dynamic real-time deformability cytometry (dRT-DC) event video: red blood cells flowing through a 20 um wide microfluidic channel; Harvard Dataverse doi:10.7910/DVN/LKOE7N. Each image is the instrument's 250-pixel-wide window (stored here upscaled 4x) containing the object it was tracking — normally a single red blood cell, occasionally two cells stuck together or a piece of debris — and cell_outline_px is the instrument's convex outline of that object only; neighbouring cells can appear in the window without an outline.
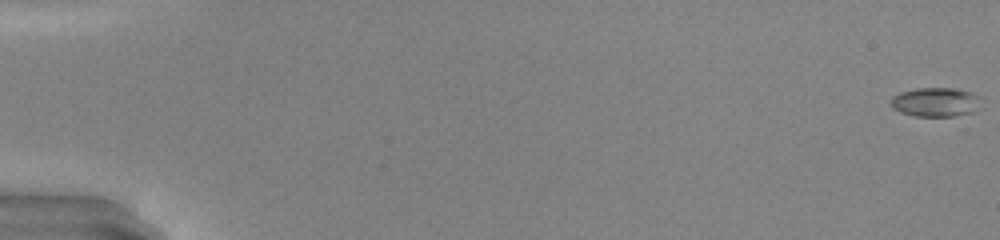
{"species": "common noctule bat (a hibernating species)", "species_latin": "Nyctalus noctula", "temperature_condition": "warm", "stored_images_in_passage": 50, "camera_frame_rate_fps": 3000, "um_per_image_px": 0.085, "animal": {"sex": "male", "body_mass_g": 20.0, "forearm_length_mm": 53.3}, "frame": {"image": 1, "passage_image": 1, "time_ms": 0.0, "image_size_px": [1000, 240], "cell_outline_px": [[984, 108], [976, 112], [956, 116], [916, 116], [900, 112], [892, 108], [892, 96], [900, 92], [916, 88], [956, 88], [972, 92], [980, 96]], "centroid_in_image_um": [79.64, 8.68], "position_along_channel_um": 5.4, "area_um2": 15.84}}
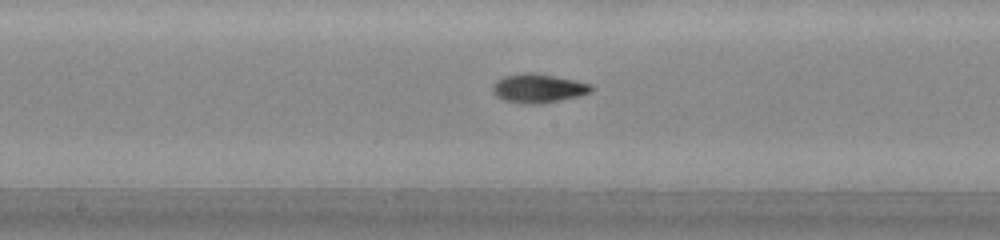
{"frame": {"image": 2, "passage_image": 28, "time_ms": 9.0, "image_size_px": [1000, 240], "cell_outline_px": [[592, 92], [580, 96], [532, 104], [528, 104], [504, 100], [496, 96], [492, 92], [492, 84], [496, 80], [504, 76], [524, 72], [528, 72], [552, 76], [592, 84]], "centroid_in_image_um": [45.7, 7.5], "position_along_channel_um": 202.5, "area_um2": 16.3}}
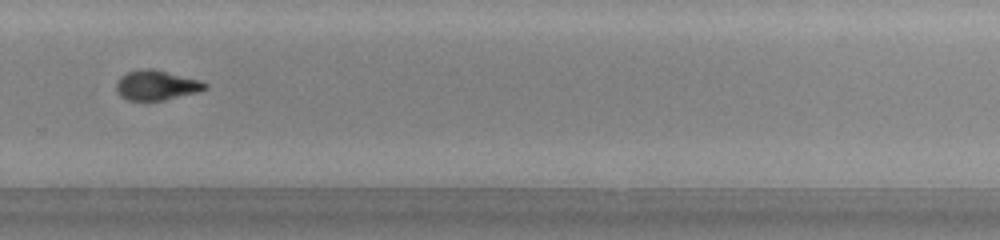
{"frame": {"image": 3, "passage_image": 36, "time_ms": 11.667, "image_size_px": [1000, 240], "cell_outline_px": [[208, 88], [196, 92], [164, 100], [128, 100], [120, 96], [116, 92], [116, 80], [120, 76], [128, 72], [140, 68], [152, 68], [200, 80], [208, 84]], "centroid_in_image_um": [13.26, 7.23], "position_along_channel_um": 316.5, "area_um2": 15.49}, "authors_computed_cell_mechanics": {"area_um2": 15.5482, "velocity_mm_per_s": 4.2935, "shape_relaxation_time_tau1_ms": 3.2694, "shape_relaxation_time_tau2_ms": 2.7509, "deformation_change_tau1": 0.1592, "deformation_change_tau2": 0.089}}